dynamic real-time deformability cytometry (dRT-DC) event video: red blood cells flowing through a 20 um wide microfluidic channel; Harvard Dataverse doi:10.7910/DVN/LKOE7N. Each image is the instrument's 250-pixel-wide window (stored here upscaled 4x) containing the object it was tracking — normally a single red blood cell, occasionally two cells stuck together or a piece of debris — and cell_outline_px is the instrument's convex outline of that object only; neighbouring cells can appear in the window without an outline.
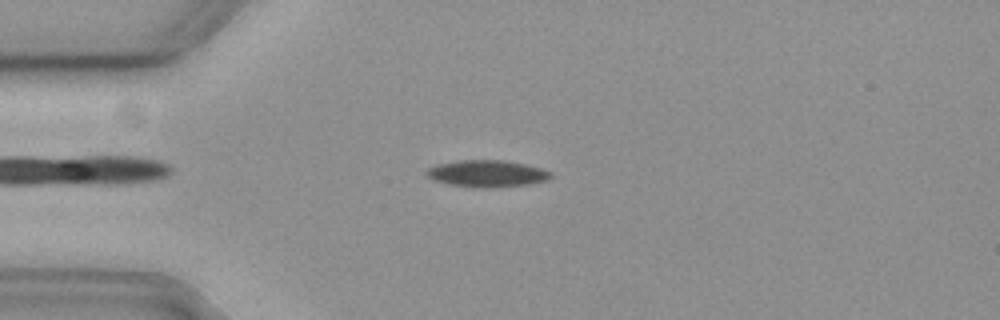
{"species": "common noctule bat (a hibernating species)", "species_latin": "Nyctalus noctula", "temperature_condition": "cold", "stored_images_in_passage": 50, "camera_frame_rate_fps": 3000, "um_per_image_px": 0.085, "animal": {"sex": "female", "body_mass_g": 19.3, "forearm_length_mm": 54.1}, "frame": {"image": 1, "passage_image": 8, "time_ms": 2.333, "image_size_px": [1000, 320], "cell_outline_px": [[552, 176], [548, 180], [528, 184], [480, 188], [476, 188], [448, 184], [432, 180], [424, 172], [428, 168], [436, 164], [456, 160], [500, 160], [524, 164], [540, 168], [552, 172]], "centroid_in_image_um": [41.34, 14.75], "position_along_channel_um": 43.7, "area_um2": 19.42}}
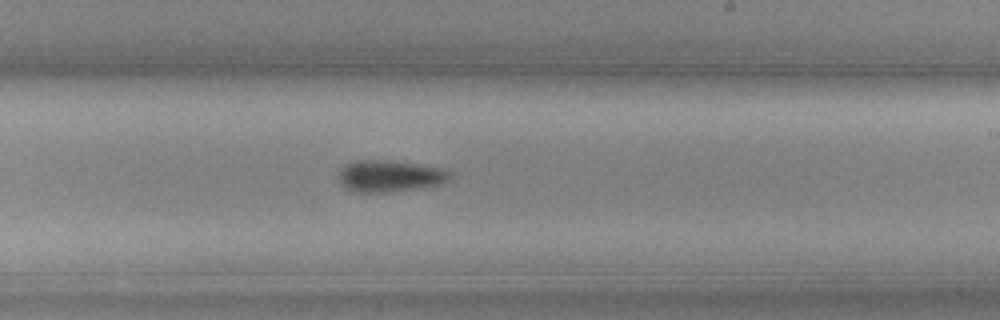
{"frame": {"image": 2, "passage_image": 27, "time_ms": 8.667, "image_size_px": [1000, 320], "cell_outline_px": [[452, 176], [448, 180], [440, 184], [424, 188], [392, 192], [356, 192], [340, 184], [340, 172], [348, 164], [356, 160], [392, 160], [424, 164], [444, 168], [452, 172]], "centroid_in_image_um": [33.24, 14.96], "position_along_channel_um": 255.8, "area_um2": 20.81}}
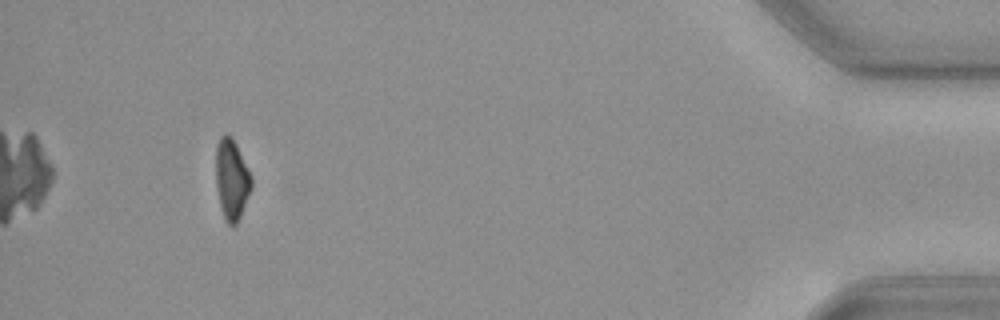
{"frame": {"image": 3, "passage_image": 46, "time_ms": 15.0, "image_size_px": [1000, 320], "cell_outline_px": [[252, 188], [240, 216], [236, 224], [232, 228], [224, 220], [220, 204], [216, 184], [216, 144], [220, 136], [228, 132], [232, 136], [252, 176]], "centroid_in_image_um": [19.69, 15.23], "position_along_channel_um": 415.5, "area_um2": 16.88}, "authors_computed_cell_mechanics": {"area_um2": 18.6983, "velocity_mm_per_s": 3.6884, "shape_relaxation_time_tau1_ms": 2.9387, "shape_relaxation_time_tau2_ms": null, "deformation_change_tau1": 0.0993, "deformation_change_tau2": null}}